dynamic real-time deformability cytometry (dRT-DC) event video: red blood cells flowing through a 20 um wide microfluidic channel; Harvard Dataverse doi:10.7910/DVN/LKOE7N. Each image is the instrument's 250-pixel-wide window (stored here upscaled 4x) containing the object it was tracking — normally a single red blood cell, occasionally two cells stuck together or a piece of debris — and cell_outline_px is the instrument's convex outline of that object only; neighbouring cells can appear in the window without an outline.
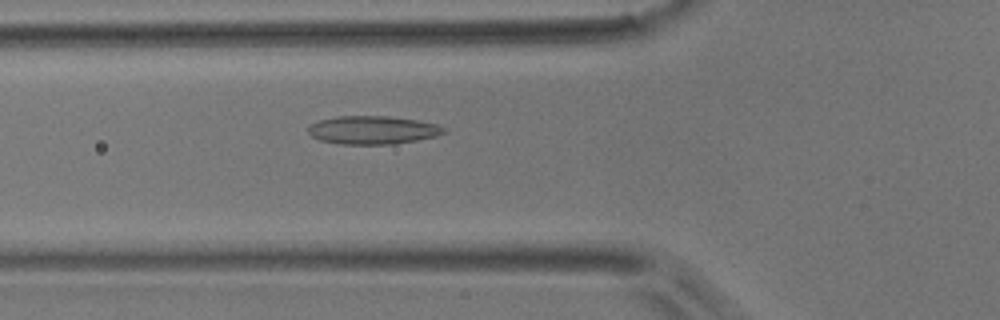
{"species": "common noctule bat (a hibernating species)", "species_latin": "Nyctalus noctula", "temperature_condition": "room temperature", "stored_images_in_passage": 41, "camera_frame_rate_fps": 3000, "um_per_image_px": 0.085, "animal": {"sex": "male", "body_mass_g": 17.9}, "frame": {"image": 1, "passage_image": 6, "time_ms": 1.667, "image_size_px": [1000, 320], "cell_outline_px": [[448, 132], [436, 136], [416, 140], [392, 144], [340, 144], [320, 140], [312, 136], [308, 132], [308, 128], [312, 124], [320, 120], [336, 116], [388, 116], [416, 120], [436, 124], [448, 128]], "centroid_in_image_um": [31.71, 11.05], "position_along_channel_um": 94.1, "area_um2": 22.31}}
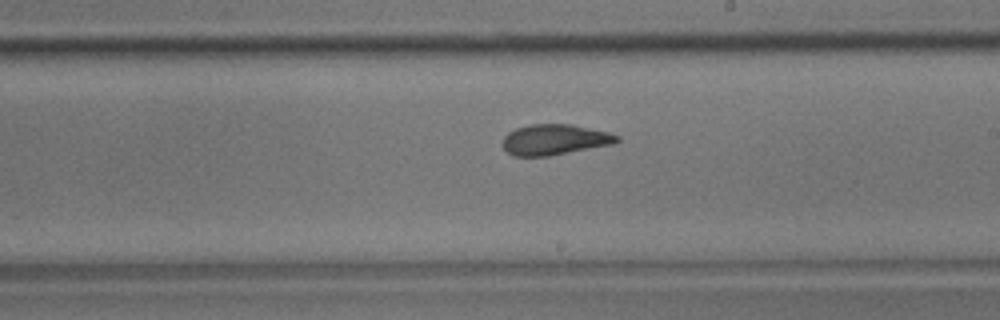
{"frame": {"image": 2, "passage_image": 18, "time_ms": 5.667, "image_size_px": [1000, 320], "cell_outline_px": [[620, 140], [612, 144], [548, 156], [512, 156], [504, 148], [504, 136], [508, 132], [516, 128], [528, 124], [572, 124], [608, 132], [620, 136]], "centroid_in_image_um": [47.14, 11.86], "position_along_channel_um": 241.9, "area_um2": 20.29}}
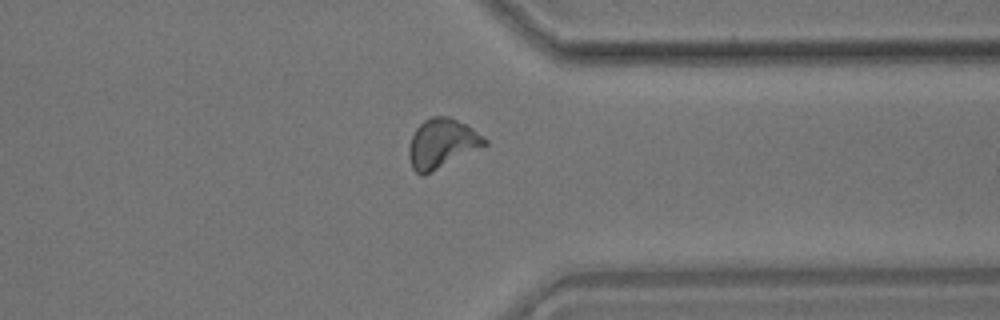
{"frame": {"image": 3, "passage_image": 29, "time_ms": 9.333, "image_size_px": [1000, 320], "cell_outline_px": [[488, 144], [424, 176], [420, 176], [412, 168], [408, 156], [408, 148], [412, 136], [416, 128], [424, 120], [432, 116], [448, 116], [472, 128], [488, 140]], "centroid_in_image_um": [37.53, 12.21], "position_along_channel_um": 373.9, "area_um2": 21.73}, "authors_computed_cell_mechanics": {"area_um2": 20.5768, "velocity_mm_per_s": 3.6832, "shape_relaxation_time_tau1_ms": 7.4456, "shape_relaxation_time_tau2_ms": 1.7654, "deformation_change_tau1": 0.1692, "deformation_change_tau2": 0.0817}}